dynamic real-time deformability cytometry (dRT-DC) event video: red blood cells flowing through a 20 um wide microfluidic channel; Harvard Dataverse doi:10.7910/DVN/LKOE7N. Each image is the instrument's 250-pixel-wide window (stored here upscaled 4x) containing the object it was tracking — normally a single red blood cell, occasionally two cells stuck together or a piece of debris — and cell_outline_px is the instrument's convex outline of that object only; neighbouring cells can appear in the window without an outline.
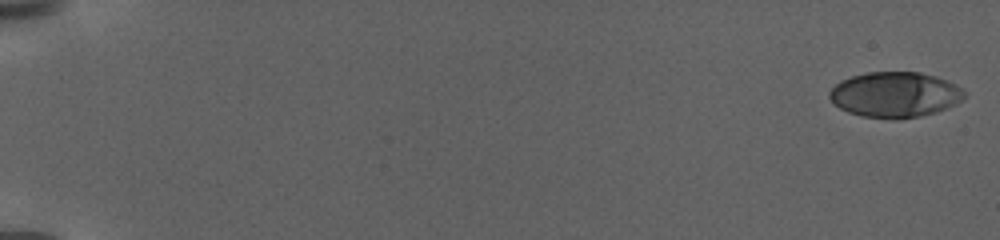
{"species": "human", "species_latin": "Homo sapiens", "temperature_condition": "warm", "stored_images_in_passage": 22, "camera_frame_rate_fps": 3000, "um_per_image_px": 0.085, "donor": {"sex": "female"}, "frame": {"image": 1, "passage_image": 1, "time_ms": 0.0, "image_size_px": [1000, 240], "cell_outline_px": [[964, 96], [956, 104], [936, 112], [920, 116], [860, 116], [848, 112], [840, 108], [828, 96], [828, 92], [840, 80], [852, 76], [868, 72], [920, 72], [936, 76], [948, 80], [956, 84], [964, 92]], "centroid_in_image_um": [76.07, 8.0], "position_along_channel_um": 8.9, "area_um2": 34.97}}